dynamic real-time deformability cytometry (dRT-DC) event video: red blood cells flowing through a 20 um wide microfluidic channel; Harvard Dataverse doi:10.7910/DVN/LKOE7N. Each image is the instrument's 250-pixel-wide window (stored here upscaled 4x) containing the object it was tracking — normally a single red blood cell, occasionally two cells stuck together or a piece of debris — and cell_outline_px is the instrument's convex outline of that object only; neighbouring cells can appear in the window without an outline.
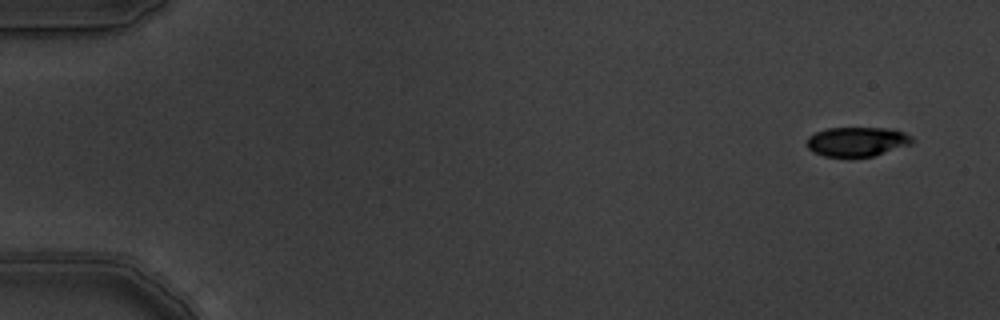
{"species": "common noctule bat (a hibernating species)", "species_latin": "Nyctalus noctula", "temperature_condition": "warm", "stored_images_in_passage": 6, "camera_frame_rate_fps": 3000, "um_per_image_px": 0.085, "animal": {"sex": "male", "body_mass_g": 19.5, "forearm_length_mm": 54.6}, "frame": {"image": 1, "passage_image": 1, "time_ms": 0.0, "image_size_px": [1000, 320], "cell_outline_px": [[916, 140], [912, 144], [872, 156], [848, 160], [824, 156], [812, 152], [808, 148], [808, 136], [816, 132], [828, 128], [888, 128], [904, 132], [912, 136]], "centroid_in_image_um": [72.85, 12.08], "position_along_channel_um": 12.1, "area_um2": 18.67}}
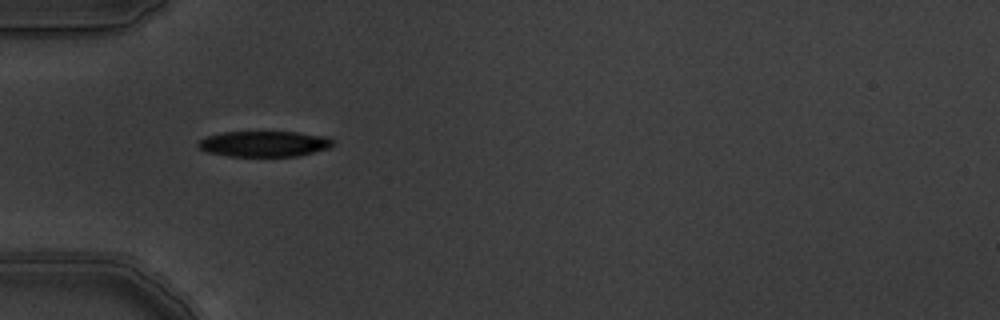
{"frame": {"image": 2, "passage_image": 5, "time_ms": 1.333, "image_size_px": [1000, 320], "cell_outline_px": [[336, 140], [332, 148], [300, 156], [228, 156], [208, 152], [200, 148], [196, 144], [200, 140], [208, 136], [224, 132], [296, 132], [324, 136]], "centroid_in_image_um": [22.53, 12.23], "position_along_channel_um": 62.5, "area_um2": 20.29}}
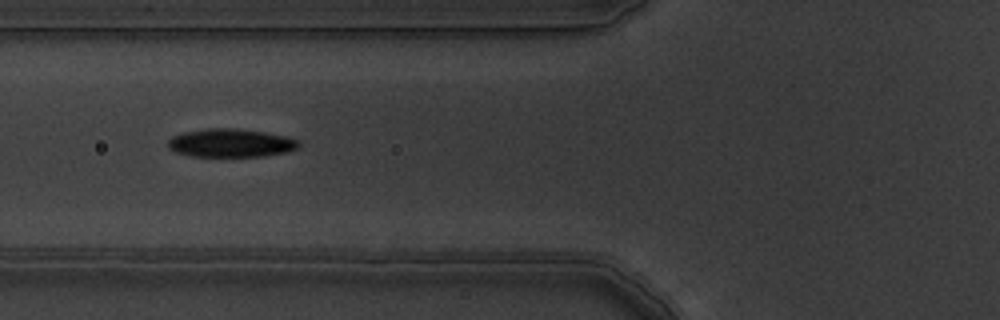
{"frame": {"image": 3, "passage_image": 6, "time_ms": 1.667, "image_size_px": [1000, 320], "cell_outline_px": [[300, 148], [288, 152], [264, 156], [192, 156], [176, 152], [168, 148], [168, 140], [172, 136], [184, 132], [208, 128], [232, 128], [264, 132], [284, 136], [296, 140], [300, 144]], "centroid_in_image_um": [19.61, 12.16], "position_along_channel_um": 106.2, "area_um2": 21.5}}